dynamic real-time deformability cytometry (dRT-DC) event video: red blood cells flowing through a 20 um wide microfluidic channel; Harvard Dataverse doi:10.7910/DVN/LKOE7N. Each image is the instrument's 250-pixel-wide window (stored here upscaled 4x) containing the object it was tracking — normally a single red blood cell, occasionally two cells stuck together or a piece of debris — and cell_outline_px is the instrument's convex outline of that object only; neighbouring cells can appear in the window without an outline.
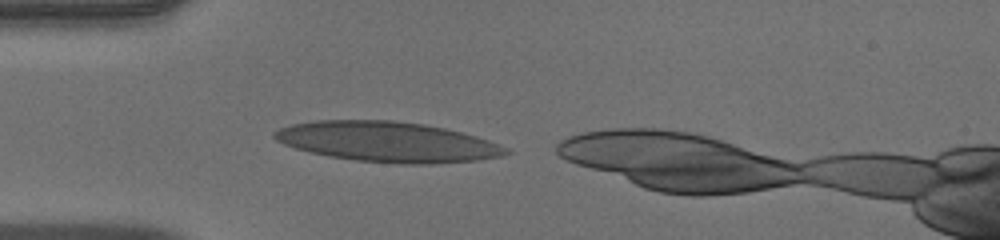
{"species": "human", "species_latin": "Homo sapiens", "temperature_condition": "warm", "stored_images_in_passage": 31, "camera_frame_rate_fps": 3000, "um_per_image_px": 0.085, "donor": {"sex": "male"}, "frame": {"image": 1, "passage_image": 1, "time_ms": 0.0, "image_size_px": [1000, 240], "cell_outline_px": [[512, 152], [504, 156], [476, 160], [432, 164], [400, 164], [356, 160], [328, 156], [296, 148], [284, 144], [276, 140], [272, 136], [272, 132], [280, 128], [292, 124], [316, 120], [392, 120], [424, 124], [444, 128], [476, 136], [488, 140], [508, 148]], "centroid_in_image_um": [32.95, 12.06], "position_along_channel_um": 52.1, "area_um2": 54.22}}
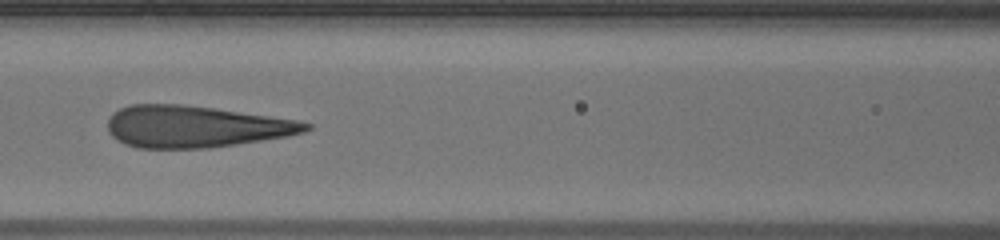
{"frame": {"image": 2, "passage_image": 9, "time_ms": 2.667, "image_size_px": [1000, 240], "cell_outline_px": [[312, 128], [304, 132], [288, 136], [236, 144], [208, 148], [136, 148], [124, 144], [116, 140], [108, 132], [108, 120], [112, 112], [128, 104], [180, 104], [212, 108], [296, 120], [312, 124]], "centroid_in_image_um": [16.55, 10.76], "position_along_channel_um": 150.1, "area_um2": 48.15}}
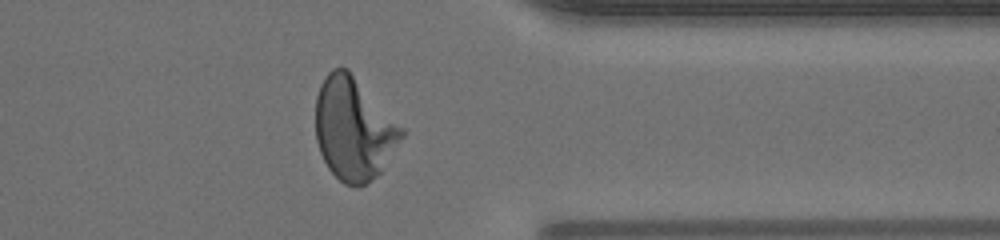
{"frame": {"image": 3, "passage_image": 27, "time_ms": 8.667, "image_size_px": [1000, 240], "cell_outline_px": [[404, 136], [380, 172], [376, 176], [364, 184], [356, 188], [344, 184], [328, 168], [320, 152], [316, 140], [316, 96], [320, 84], [328, 72], [332, 68], [348, 68], [404, 128]], "centroid_in_image_um": [30.06, 10.94], "position_along_channel_um": 381.3, "area_um2": 51.38}}